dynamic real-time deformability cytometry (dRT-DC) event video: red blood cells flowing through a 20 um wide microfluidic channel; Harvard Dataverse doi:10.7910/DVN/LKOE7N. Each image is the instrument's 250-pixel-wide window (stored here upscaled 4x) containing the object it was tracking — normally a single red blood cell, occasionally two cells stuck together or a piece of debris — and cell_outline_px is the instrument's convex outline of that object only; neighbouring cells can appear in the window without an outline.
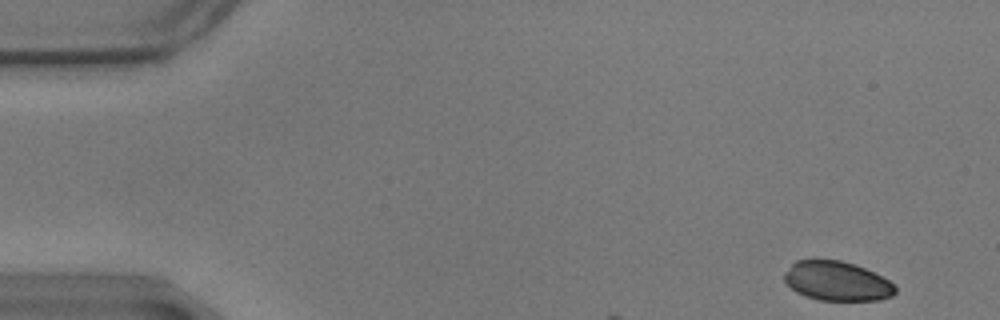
{"species": "common noctule bat (a hibernating species)", "species_latin": "Nyctalus noctula", "temperature_condition": "warm", "stored_images_in_passage": 9, "camera_frame_rate_fps": 3000, "um_per_image_px": 0.085, "animal": {"sex": "male", "body_mass_g": 17.9}, "frame": {"image": 1, "passage_image": 2, "time_ms": 0.333, "image_size_px": [1000, 320], "cell_outline_px": [[896, 292], [892, 296], [880, 300], [820, 300], [804, 296], [796, 292], [784, 280], [784, 272], [796, 260], [812, 256], [816, 256], [840, 260], [856, 264], [888, 280], [896, 288]], "centroid_in_image_um": [71.08, 23.84], "position_along_channel_um": 13.9, "area_um2": 26.01}}